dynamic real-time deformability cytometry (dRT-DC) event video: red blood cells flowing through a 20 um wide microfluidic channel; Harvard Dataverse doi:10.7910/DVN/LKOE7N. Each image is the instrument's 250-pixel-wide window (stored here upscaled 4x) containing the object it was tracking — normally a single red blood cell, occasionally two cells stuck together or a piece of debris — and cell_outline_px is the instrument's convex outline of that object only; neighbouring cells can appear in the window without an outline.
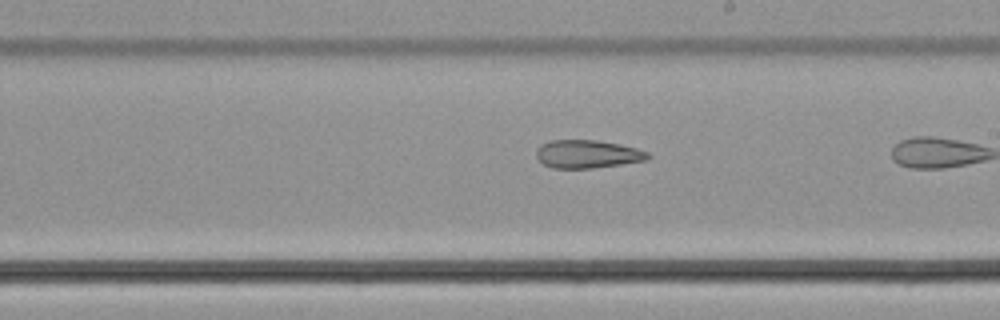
{"species": "common noctule bat (a hibernating species)", "species_latin": "Nyctalus noctula", "temperature_condition": "cold", "stored_images_in_passage": 27, "camera_frame_rate_fps": 3000, "um_per_image_px": 0.085, "animal": {"sex": "male", "body_mass_g": 21.5, "forearm_length_mm": 52.0}, "frame": {"image": 1, "passage_image": 20, "time_ms": 6.333, "image_size_px": [1000, 320], "cell_outline_px": [[652, 156], [648, 160], [592, 168], [552, 168], [544, 164], [536, 156], [536, 148], [540, 144], [552, 140], [596, 140], [620, 144], [636, 148], [648, 152]], "centroid_in_image_um": [49.94, 13.09], "position_along_channel_um": 239.1, "area_um2": 18.32}}